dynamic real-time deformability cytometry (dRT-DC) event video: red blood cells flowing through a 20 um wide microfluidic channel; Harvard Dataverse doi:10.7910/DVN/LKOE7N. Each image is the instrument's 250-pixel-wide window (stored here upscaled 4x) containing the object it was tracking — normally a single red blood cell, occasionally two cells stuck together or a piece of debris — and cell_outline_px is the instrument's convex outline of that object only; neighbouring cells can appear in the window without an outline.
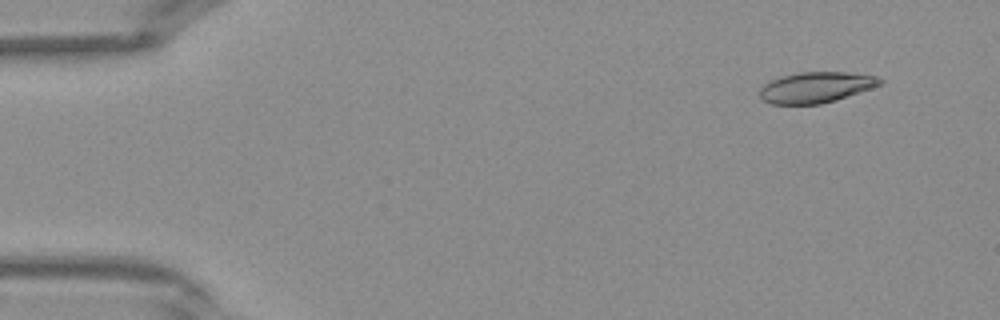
{"species": "Egyptian fruit bat (a non-hibernating species)", "species_latin": "Rousettus aegyptiacus", "temperature_condition": "warm", "stored_images_in_passage": 38, "camera_frame_rate_fps": 3000, "um_per_image_px": 0.085, "frame": {"image": 1, "passage_image": 1, "time_ms": 0.0, "image_size_px": [1000, 320], "cell_outline_px": [[884, 84], [836, 100], [820, 104], [772, 104], [764, 100], [760, 96], [760, 88], [764, 84], [780, 76], [800, 72], [848, 72], [876, 76], [884, 80]], "centroid_in_image_um": [69.39, 7.42], "position_along_channel_um": 15.6, "area_um2": 21.62}}
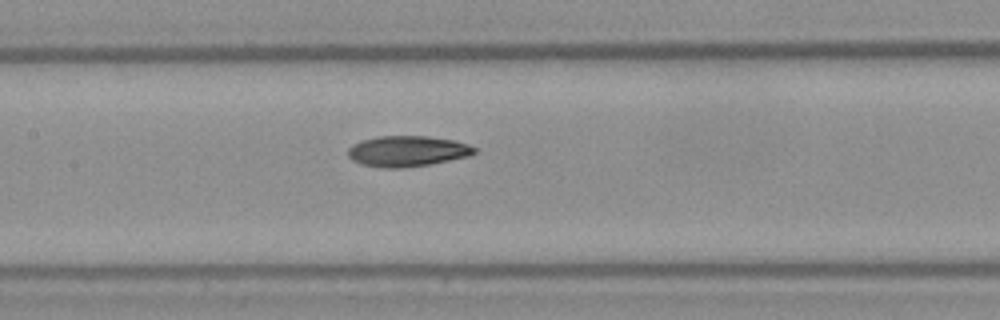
{"frame": {"image": 2, "passage_image": 17, "time_ms": 5.333, "image_size_px": [1000, 320], "cell_outline_px": [[476, 152], [468, 156], [428, 164], [400, 168], [380, 168], [360, 164], [352, 160], [348, 156], [348, 148], [352, 144], [360, 140], [380, 136], [428, 136], [452, 140], [468, 144], [476, 148]], "centroid_in_image_um": [34.57, 12.85], "position_along_channel_um": 172.8, "area_um2": 22.6}}
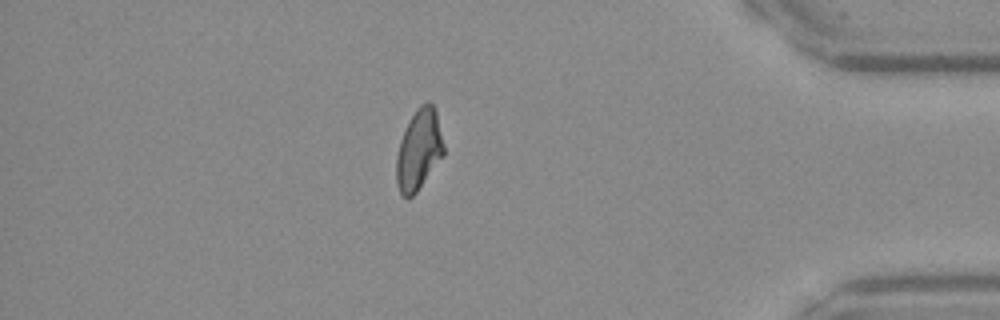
{"frame": {"image": 3, "passage_image": 33, "time_ms": 10.667, "image_size_px": [1000, 320], "cell_outline_px": [[444, 156], [416, 192], [408, 200], [400, 192], [396, 180], [396, 156], [400, 140], [416, 108], [420, 104], [428, 100], [432, 104], [436, 112], [444, 144]], "centroid_in_image_um": [35.61, 12.74], "position_along_channel_um": 399.6, "area_um2": 22.2}}